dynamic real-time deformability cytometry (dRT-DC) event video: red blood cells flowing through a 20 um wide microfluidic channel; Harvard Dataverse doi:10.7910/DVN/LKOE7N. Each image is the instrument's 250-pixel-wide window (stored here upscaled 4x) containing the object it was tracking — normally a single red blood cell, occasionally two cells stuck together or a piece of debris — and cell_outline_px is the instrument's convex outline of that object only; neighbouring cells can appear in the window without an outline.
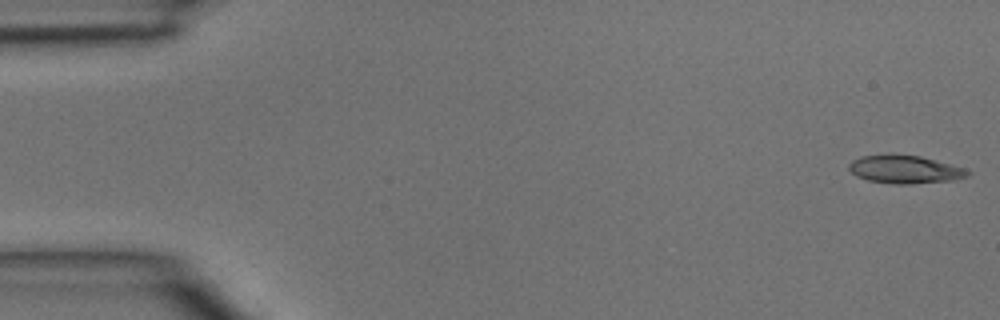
{"species": "common noctule bat (a hibernating species)", "species_latin": "Nyctalus noctula", "temperature_condition": "room temperature", "stored_images_in_passage": 4, "camera_frame_rate_fps": 3000, "um_per_image_px": 0.085, "animal": {"sex": "male", "body_mass_g": 15.6}, "frame": {"image": 1, "passage_image": 1, "time_ms": 0.0, "image_size_px": [1000, 320], "cell_outline_px": [[972, 172], [968, 176], [952, 180], [908, 184], [896, 184], [868, 180], [856, 176], [848, 168], [848, 164], [852, 160], [860, 156], [892, 152], [920, 156], [936, 160], [964, 168]], "centroid_in_image_um": [76.87, 14.36], "position_along_channel_um": 8.1, "area_um2": 19.77}}
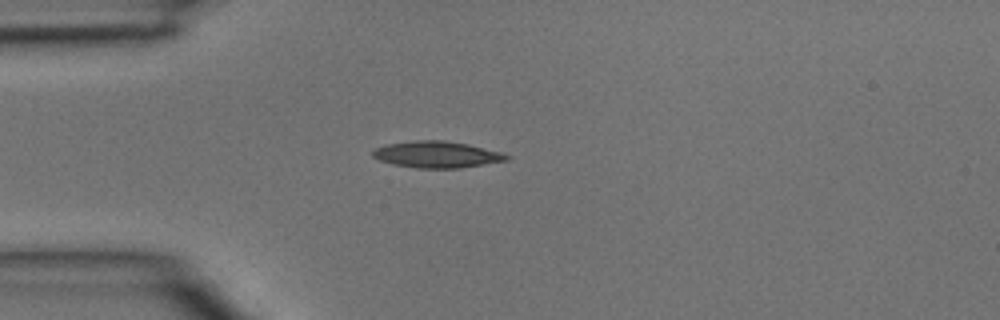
{"frame": {"image": 2, "passage_image": 4, "time_ms": 1.0, "image_size_px": [1000, 320], "cell_outline_px": [[512, 156], [508, 160], [460, 168], [416, 168], [392, 164], [380, 160], [372, 156], [372, 152], [376, 148], [388, 144], [416, 140], [444, 140], [468, 144], [500, 152]], "centroid_in_image_um": [37.14, 13.13], "position_along_channel_um": 47.9, "area_um2": 20.58}}